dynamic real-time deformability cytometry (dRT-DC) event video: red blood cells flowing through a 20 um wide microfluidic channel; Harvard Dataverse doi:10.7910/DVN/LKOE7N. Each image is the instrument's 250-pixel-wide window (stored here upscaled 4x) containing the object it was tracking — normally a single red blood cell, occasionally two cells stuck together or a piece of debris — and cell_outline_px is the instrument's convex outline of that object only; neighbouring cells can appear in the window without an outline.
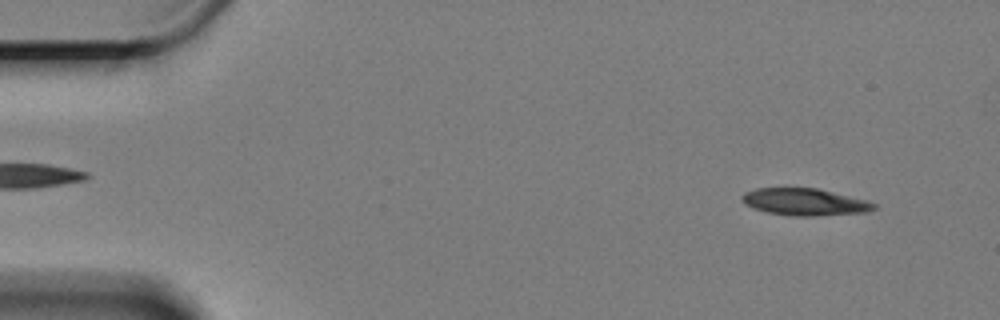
{"species": "Egyptian fruit bat (a non-hibernating species)", "species_latin": "Rousettus aegyptiacus", "temperature_condition": "cold", "stored_images_in_passage": 59, "camera_frame_rate_fps": 3000, "um_per_image_px": 0.085, "animal": {"sex": "female"}, "frame": {"image": 1, "passage_image": 4, "time_ms": 1.0, "image_size_px": [1000, 320], "cell_outline_px": [[876, 208], [868, 212], [816, 216], [788, 216], [768, 212], [752, 208], [744, 204], [740, 200], [740, 196], [744, 192], [756, 188], [816, 188], [868, 200], [876, 204]], "centroid_in_image_um": [68.37, 17.17], "position_along_channel_um": 16.6, "area_um2": 21.04}}
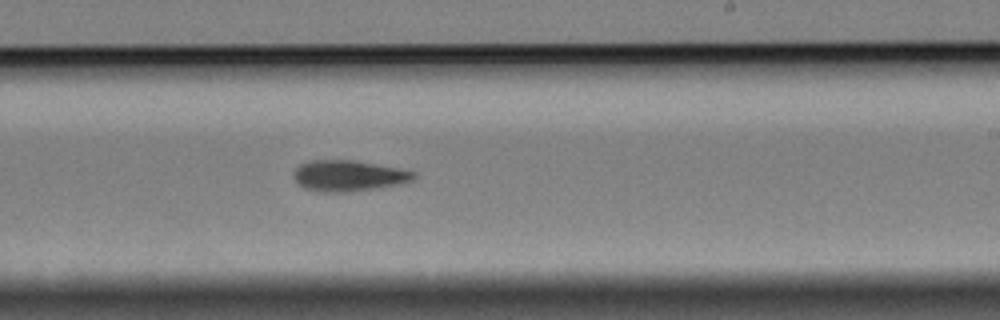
{"frame": {"image": 2, "passage_image": 35, "time_ms": 11.333, "image_size_px": [1000, 320], "cell_outline_px": [[416, 176], [412, 180], [396, 184], [372, 188], [340, 192], [324, 192], [304, 188], [296, 184], [292, 176], [292, 172], [300, 164], [308, 160], [352, 160], [396, 168], [416, 172]], "centroid_in_image_um": [29.52, 14.93], "position_along_channel_um": 259.5, "area_um2": 21.33}}
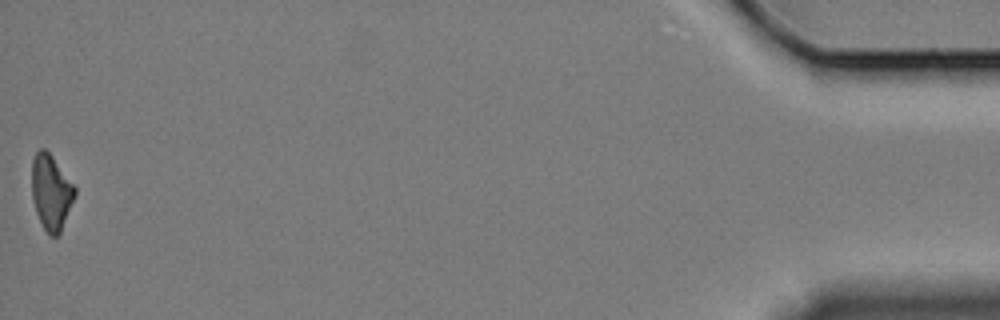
{"frame": {"image": 3, "passage_image": 59, "time_ms": 19.333, "image_size_px": [1000, 320], "cell_outline_px": [[76, 196], [60, 232], [56, 236], [48, 236], [36, 212], [32, 200], [32, 160], [36, 152], [40, 148], [44, 148], [52, 156], [76, 188]], "centroid_in_image_um": [4.34, 16.34], "position_along_channel_um": 430.9, "area_um2": 18.79}, "authors_computed_cell_mechanics": {"area_um2": 21.0392, "velocity_mm_per_s": 3.2963, "shape_relaxation_time_tau1_ms": 3.7476, "shape_relaxation_time_tau2_ms": null, "deformation_change_tau1": 0.1266, "deformation_change_tau2": null}}